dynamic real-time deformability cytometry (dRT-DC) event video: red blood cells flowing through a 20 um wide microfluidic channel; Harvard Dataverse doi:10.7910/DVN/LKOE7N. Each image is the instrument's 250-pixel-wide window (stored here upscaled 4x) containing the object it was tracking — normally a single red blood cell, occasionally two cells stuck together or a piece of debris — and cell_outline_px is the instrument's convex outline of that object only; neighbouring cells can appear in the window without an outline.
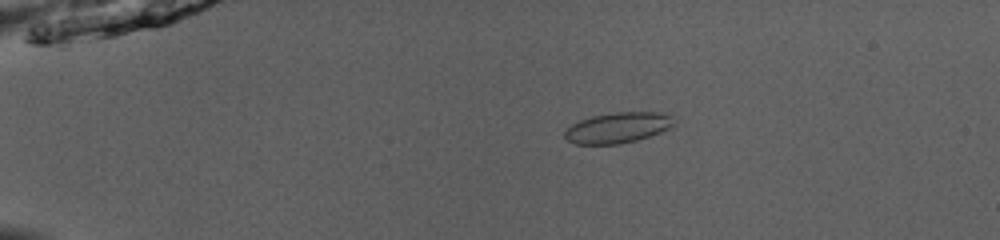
{"species": "common noctule bat (a hibernating species)", "species_latin": "Nyctalus noctula", "temperature_condition": "room temperature", "stored_images_in_passage": 52, "camera_frame_rate_fps": 3000, "um_per_image_px": 0.085, "animal": {"sex": "male", "body_mass_g": 13.0, "forearm_length_mm": 53.1}, "frame": {"image": 1, "passage_image": 12, "time_ms": 3.667, "image_size_px": [1000, 240], "cell_outline_px": [[672, 124], [668, 128], [660, 132], [636, 140], [620, 144], [576, 144], [568, 140], [564, 136], [564, 132], [572, 124], [580, 120], [592, 116], [616, 112], [664, 112], [672, 116]], "centroid_in_image_um": [52.49, 10.85], "position_along_channel_um": 32.5, "area_um2": 19.25}}
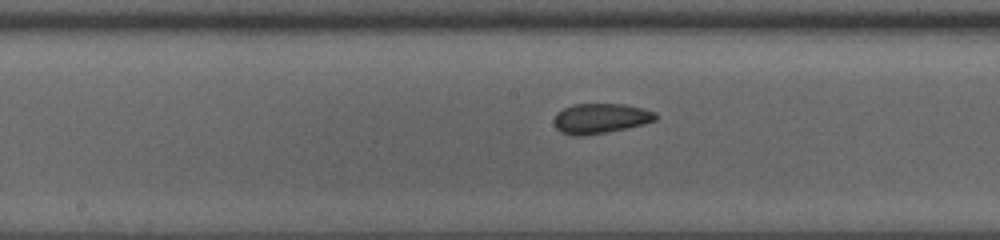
{"frame": {"image": 2, "passage_image": 29, "time_ms": 9.333, "image_size_px": [1000, 240], "cell_outline_px": [[660, 116], [656, 120], [644, 124], [628, 128], [608, 132], [584, 136], [572, 136], [560, 132], [556, 128], [552, 120], [556, 112], [572, 104], [624, 104], [644, 108], [656, 112]], "centroid_in_image_um": [51.04, 10.07], "position_along_channel_um": 197.2, "area_um2": 18.26}}
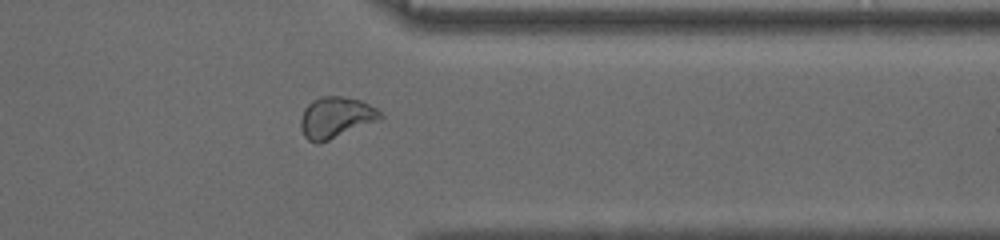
{"frame": {"image": 3, "passage_image": 43, "time_ms": 14.0, "image_size_px": [1000, 240], "cell_outline_px": [[384, 116], [380, 120], [320, 144], [316, 144], [308, 140], [304, 136], [300, 128], [300, 120], [304, 108], [312, 100], [320, 96], [340, 96], [360, 100], [376, 108]], "centroid_in_image_um": [28.53, 10.0], "position_along_channel_um": 382.9, "area_um2": 19.31}, "authors_computed_cell_mechanics": {"area_um2": 18.9006, "velocity_mm_per_s": 4.0239, "shape_relaxation_time_tau1_ms": 6.2728, "shape_relaxation_time_tau2_ms": 1.4769, "deformation_change_tau1": 0.0997, "deformation_change_tau2": 0.0601}}